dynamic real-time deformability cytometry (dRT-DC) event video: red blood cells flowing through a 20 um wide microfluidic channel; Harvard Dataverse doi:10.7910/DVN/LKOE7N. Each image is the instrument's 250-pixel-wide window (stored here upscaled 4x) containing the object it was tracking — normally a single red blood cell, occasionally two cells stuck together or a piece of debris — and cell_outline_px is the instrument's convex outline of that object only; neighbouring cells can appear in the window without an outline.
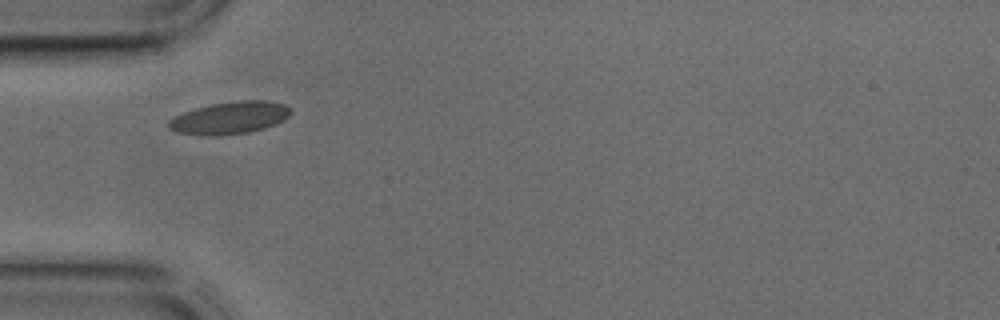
{"species": "common noctule bat (a hibernating species)", "species_latin": "Nyctalus noctula", "temperature_condition": "cold", "stored_images_in_passage": 28, "camera_frame_rate_fps": 3000, "um_per_image_px": 0.085, "animal": {"sex": "male", "body_mass_g": 17.9, "forearm_length_mm": 54.2}, "frame": {"image": 1, "passage_image": 1, "time_ms": 0.0, "image_size_px": [1000, 320], "cell_outline_px": [[292, 112], [284, 120], [276, 124], [264, 128], [248, 132], [220, 136], [200, 136], [176, 132], [168, 128], [168, 120], [172, 116], [196, 108], [212, 104], [240, 100], [268, 100], [284, 104], [292, 108]], "centroid_in_image_um": [19.52, 10.02], "position_along_channel_um": 65.5, "area_um2": 23.35}}
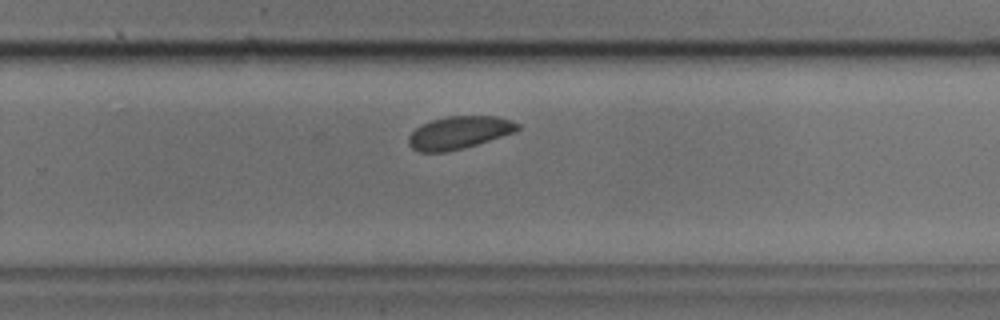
{"frame": {"image": 2, "passage_image": 16, "time_ms": 5.0, "image_size_px": [1000, 320], "cell_outline_px": [[520, 128], [516, 132], [464, 148], [448, 152], [420, 152], [412, 148], [408, 144], [408, 136], [416, 128], [432, 120], [448, 116], [496, 116], [512, 120], [520, 124]], "centroid_in_image_um": [39.05, 11.27], "position_along_channel_um": 290.8, "area_um2": 20.81}}
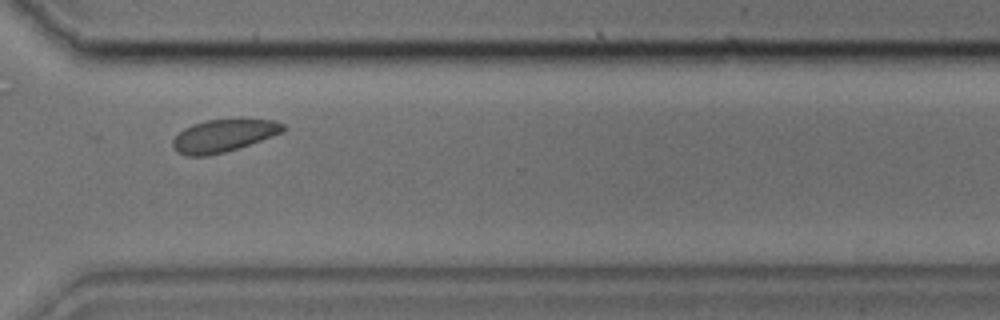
{"frame": {"image": 3, "passage_image": 20, "time_ms": 6.333, "image_size_px": [1000, 320], "cell_outline_px": [[288, 128], [284, 132], [224, 152], [208, 156], [184, 156], [176, 152], [172, 148], [172, 140], [184, 128], [192, 124], [208, 120], [244, 116], [276, 120], [284, 124]], "centroid_in_image_um": [19.04, 11.48], "position_along_channel_um": 351.6, "area_um2": 21.73}}